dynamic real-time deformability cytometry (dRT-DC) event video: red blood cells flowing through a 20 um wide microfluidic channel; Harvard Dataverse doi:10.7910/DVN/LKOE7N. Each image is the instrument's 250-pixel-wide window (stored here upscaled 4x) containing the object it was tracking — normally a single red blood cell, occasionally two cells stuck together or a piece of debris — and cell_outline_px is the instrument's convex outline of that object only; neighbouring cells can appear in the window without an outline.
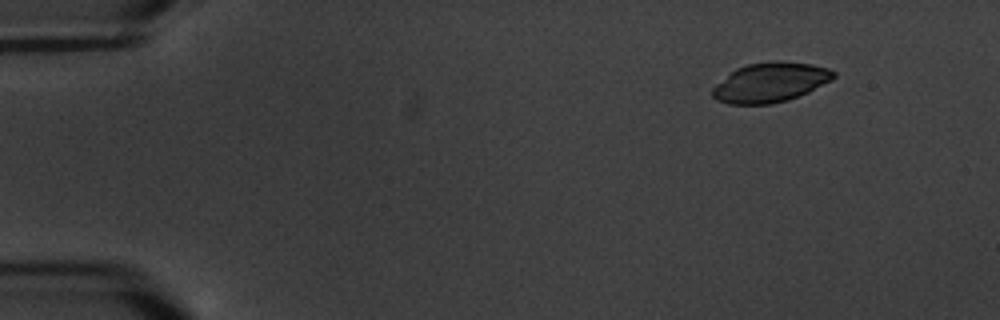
{"species": "common noctule bat (a hibernating species)", "species_latin": "Nyctalus noctula", "temperature_condition": "warm", "stored_images_in_passage": 4, "camera_frame_rate_fps": 3000, "um_per_image_px": 0.085, "animal": {"sex": "male", "body_mass_g": 20.1, "forearm_length_mm": 53.5}, "frame": {"image": 1, "passage_image": 1, "time_ms": 0.0, "image_size_px": [1000, 320], "cell_outline_px": [[836, 76], [832, 80], [808, 92], [788, 100], [772, 104], [728, 104], [716, 100], [712, 96], [712, 88], [716, 84], [736, 68], [748, 64], [768, 60], [776, 60], [812, 64], [828, 68], [836, 72]], "centroid_in_image_um": [65.48, 7.0], "position_along_channel_um": 19.5, "area_um2": 28.15}}
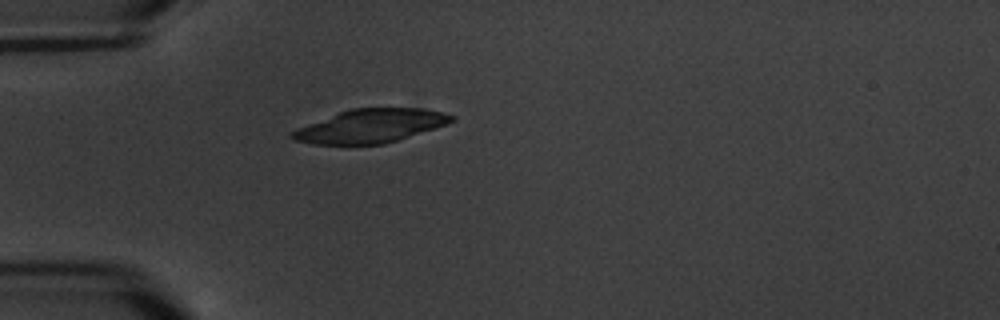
{"frame": {"image": 2, "passage_image": 4, "time_ms": 3.667, "image_size_px": [1000, 320], "cell_outline_px": [[456, 120], [448, 124], [384, 144], [312, 144], [296, 140], [288, 136], [296, 128], [340, 112], [352, 108], [424, 108], [444, 112], [456, 116]], "centroid_in_image_um": [31.54, 10.7], "position_along_channel_um": 53.5, "area_um2": 31.04}}